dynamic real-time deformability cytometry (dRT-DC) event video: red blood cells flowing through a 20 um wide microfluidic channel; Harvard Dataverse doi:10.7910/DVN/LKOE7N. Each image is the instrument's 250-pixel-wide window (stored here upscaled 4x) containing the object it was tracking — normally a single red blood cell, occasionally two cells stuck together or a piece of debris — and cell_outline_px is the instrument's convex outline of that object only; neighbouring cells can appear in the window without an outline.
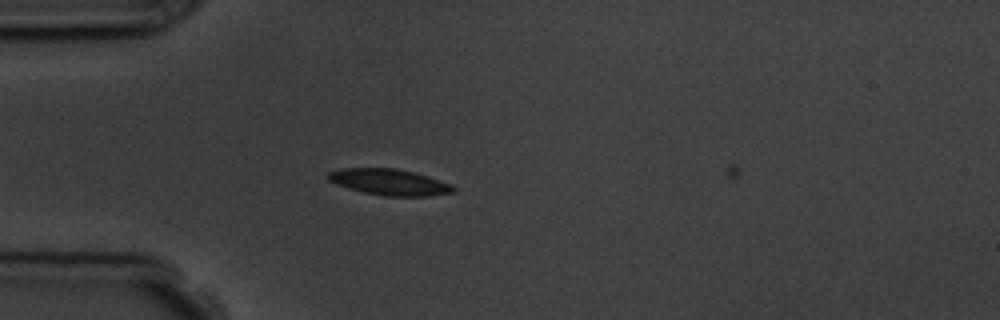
{"species": "common noctule bat (a hibernating species)", "species_latin": "Nyctalus noctula", "temperature_condition": "room temperature", "stored_images_in_passage": 5, "camera_frame_rate_fps": 3000, "um_per_image_px": 0.085, "animal": {"sex": "male", "body_mass_g": 19.5, "forearm_length_mm": 54.6}, "frame": {"image": 1, "passage_image": 4, "time_ms": 3.333, "image_size_px": [1000, 320], "cell_outline_px": [[456, 188], [452, 192], [428, 196], [384, 196], [364, 192], [348, 188], [336, 184], [328, 180], [324, 176], [328, 172], [340, 168], [396, 168], [428, 176], [452, 184]], "centroid_in_image_um": [33.05, 15.47], "position_along_channel_um": 51.9, "area_um2": 19.13}}